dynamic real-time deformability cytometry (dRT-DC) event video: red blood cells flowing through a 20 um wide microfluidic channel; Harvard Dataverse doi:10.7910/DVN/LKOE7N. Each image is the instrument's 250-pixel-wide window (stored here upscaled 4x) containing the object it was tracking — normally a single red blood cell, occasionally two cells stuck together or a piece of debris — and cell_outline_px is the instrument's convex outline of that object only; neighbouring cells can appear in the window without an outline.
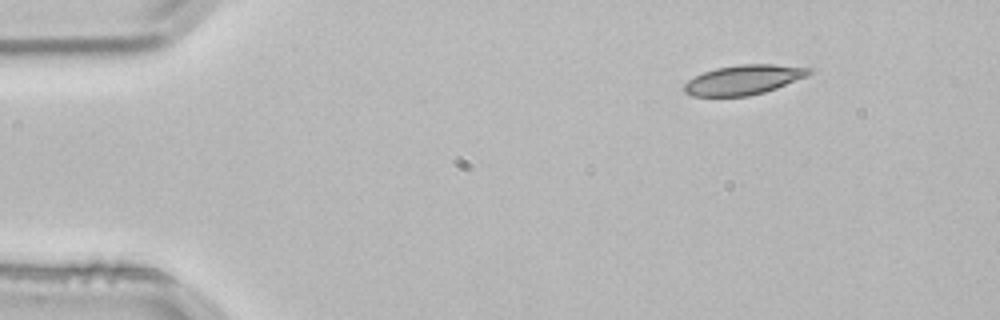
{"species": "common noctule bat (a hibernating species)", "species_latin": "Nyctalus noctula", "temperature_condition": "room temperature", "stored_images_in_passage": 2, "camera_frame_rate_fps": 3000, "um_per_image_px": 0.085, "animal": {"sex": "male", "body_mass_g": 21.5, "forearm_length_mm": 52.0}, "frame": {"image": 1, "passage_image": 1, "time_ms": 0.0, "image_size_px": [1000, 320], "cell_outline_px": [[812, 72], [808, 76], [776, 88], [764, 92], [748, 96], [692, 96], [684, 92], [684, 84], [688, 80], [704, 72], [716, 68], [740, 64], [772, 64], [812, 68]], "centroid_in_image_um": [63.22, 6.78], "position_along_channel_um": 21.8, "area_um2": 21.5}}